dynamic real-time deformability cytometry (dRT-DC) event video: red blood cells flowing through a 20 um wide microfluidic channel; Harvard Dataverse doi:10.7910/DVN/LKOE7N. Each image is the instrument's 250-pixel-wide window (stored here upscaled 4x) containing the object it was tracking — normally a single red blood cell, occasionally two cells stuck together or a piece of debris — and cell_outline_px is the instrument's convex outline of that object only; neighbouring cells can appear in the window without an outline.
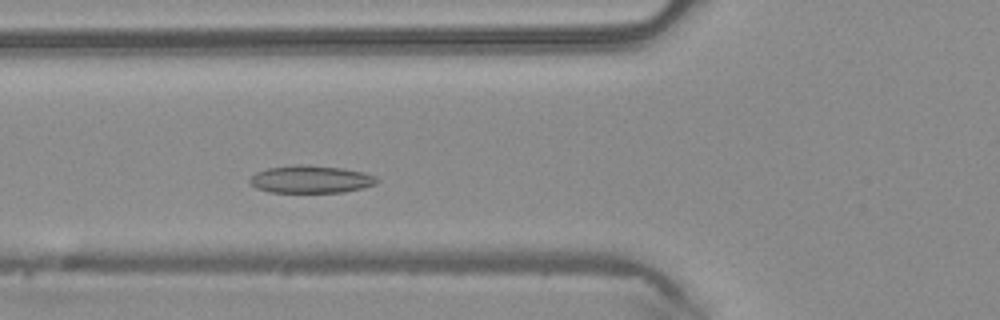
{"species": "common noctule bat (a hibernating species)", "species_latin": "Nyctalus noctula", "temperature_condition": "warm", "stored_images_in_passage": 47, "camera_frame_rate_fps": 3000, "um_per_image_px": 0.085, "animal": {"sex": "male", "body_mass_g": 20.4}, "frame": {"image": 1, "passage_image": 15, "time_ms": 4.667, "image_size_px": [1000, 320], "cell_outline_px": [[380, 180], [376, 184], [344, 192], [268, 192], [256, 188], [248, 180], [256, 172], [268, 168], [292, 164], [304, 164], [340, 168], [364, 172], [376, 176]], "centroid_in_image_um": [26.41, 15.23], "position_along_channel_um": 99.4, "area_um2": 20.46}}
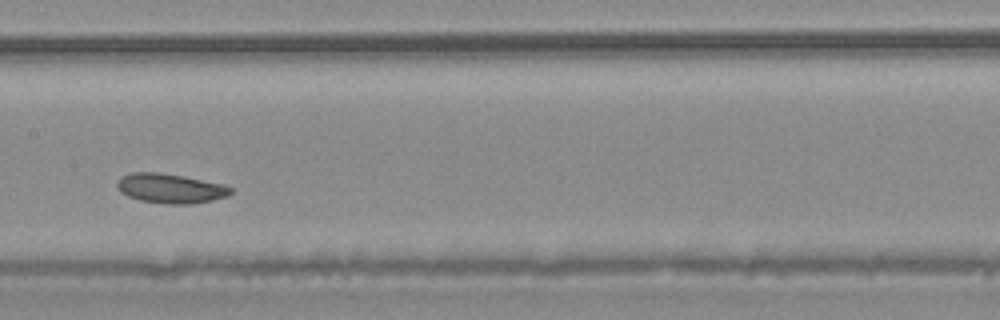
{"frame": {"image": 2, "passage_image": 22, "time_ms": 7.0, "image_size_px": [1000, 320], "cell_outline_px": [[232, 192], [228, 196], [212, 200], [192, 204], [164, 204], [140, 200], [128, 196], [120, 192], [116, 188], [116, 184], [124, 176], [132, 172], [160, 172], [184, 176], [224, 184], [232, 188]], "centroid_in_image_um": [14.5, 16.02], "position_along_channel_um": 192.9, "area_um2": 19.65}}
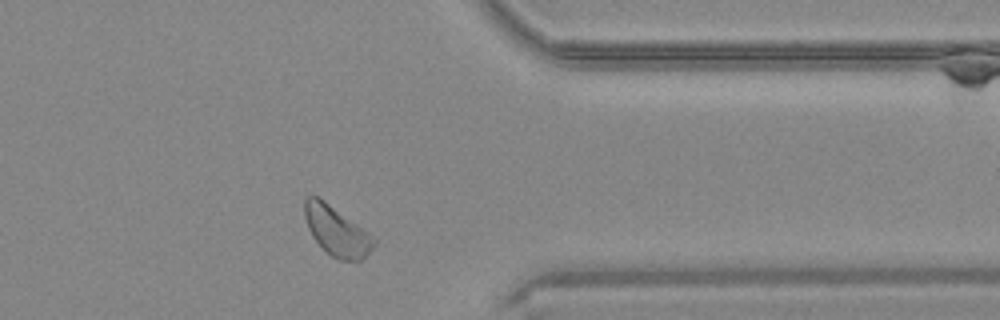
{"frame": {"image": 3, "passage_image": 37, "time_ms": 12.0, "image_size_px": [1000, 320], "cell_outline_px": [[376, 244], [360, 260], [340, 260], [332, 256], [312, 236], [308, 228], [304, 216], [304, 200], [308, 196], [320, 196], [368, 232], [376, 240]], "centroid_in_image_um": [28.59, 19.59], "position_along_channel_um": 382.8, "area_um2": 19.71}}